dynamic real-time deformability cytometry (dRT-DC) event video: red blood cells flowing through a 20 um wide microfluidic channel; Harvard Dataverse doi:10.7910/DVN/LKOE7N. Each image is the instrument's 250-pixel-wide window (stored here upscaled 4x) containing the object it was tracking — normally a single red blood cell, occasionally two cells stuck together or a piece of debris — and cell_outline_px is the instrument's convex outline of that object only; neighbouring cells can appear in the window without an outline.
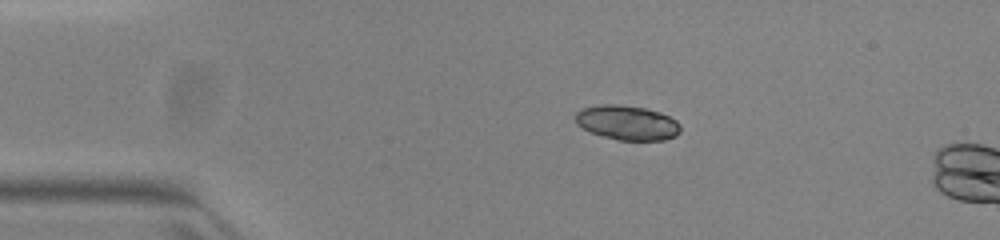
{"species": "common noctule bat (a hibernating species)", "species_latin": "Nyctalus noctula", "temperature_condition": "warm", "stored_images_in_passage": 3, "camera_frame_rate_fps": 3000, "um_per_image_px": 0.085, "animal": {"sex": "female", "body_mass_g": 23.0, "forearm_length_mm": 53.4}, "frame": {"image": 1, "passage_image": 1, "time_ms": 0.0, "image_size_px": [1000, 240], "cell_outline_px": [[680, 132], [676, 136], [664, 140], [616, 140], [592, 132], [576, 124], [576, 112], [584, 108], [600, 104], [616, 104], [644, 108], [660, 112], [676, 120], [680, 124]], "centroid_in_image_um": [53.33, 10.43], "position_along_channel_um": 31.7, "area_um2": 21.04}}